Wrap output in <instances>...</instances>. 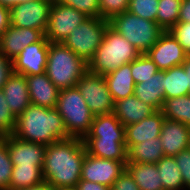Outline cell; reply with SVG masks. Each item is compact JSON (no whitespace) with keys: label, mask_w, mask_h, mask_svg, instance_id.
I'll list each match as a JSON object with an SVG mask.
<instances>
[{"label":"cell","mask_w":190,"mask_h":190,"mask_svg":"<svg viewBox=\"0 0 190 190\" xmlns=\"http://www.w3.org/2000/svg\"><path fill=\"white\" fill-rule=\"evenodd\" d=\"M86 152L83 139L76 137L47 145L42 167L45 182L52 189L76 187Z\"/></svg>","instance_id":"cell-1"},{"label":"cell","mask_w":190,"mask_h":190,"mask_svg":"<svg viewBox=\"0 0 190 190\" xmlns=\"http://www.w3.org/2000/svg\"><path fill=\"white\" fill-rule=\"evenodd\" d=\"M12 135L21 140L45 146L70 137L56 108L34 104L29 105L16 118Z\"/></svg>","instance_id":"cell-2"},{"label":"cell","mask_w":190,"mask_h":190,"mask_svg":"<svg viewBox=\"0 0 190 190\" xmlns=\"http://www.w3.org/2000/svg\"><path fill=\"white\" fill-rule=\"evenodd\" d=\"M139 51L121 34L107 27L101 45L88 62V70L102 76L134 61Z\"/></svg>","instance_id":"cell-3"},{"label":"cell","mask_w":190,"mask_h":190,"mask_svg":"<svg viewBox=\"0 0 190 190\" xmlns=\"http://www.w3.org/2000/svg\"><path fill=\"white\" fill-rule=\"evenodd\" d=\"M88 63L62 42H50L45 73L59 89L76 87Z\"/></svg>","instance_id":"cell-4"},{"label":"cell","mask_w":190,"mask_h":190,"mask_svg":"<svg viewBox=\"0 0 190 190\" xmlns=\"http://www.w3.org/2000/svg\"><path fill=\"white\" fill-rule=\"evenodd\" d=\"M56 109L70 137L84 139L90 132L94 116L77 87L60 90Z\"/></svg>","instance_id":"cell-5"},{"label":"cell","mask_w":190,"mask_h":190,"mask_svg":"<svg viewBox=\"0 0 190 190\" xmlns=\"http://www.w3.org/2000/svg\"><path fill=\"white\" fill-rule=\"evenodd\" d=\"M108 22L109 26L127 39L140 54H146L165 31L157 22L143 19L128 11Z\"/></svg>","instance_id":"cell-6"},{"label":"cell","mask_w":190,"mask_h":190,"mask_svg":"<svg viewBox=\"0 0 190 190\" xmlns=\"http://www.w3.org/2000/svg\"><path fill=\"white\" fill-rule=\"evenodd\" d=\"M108 26L109 22L103 18L88 17L62 43L88 63L101 45Z\"/></svg>","instance_id":"cell-7"},{"label":"cell","mask_w":190,"mask_h":190,"mask_svg":"<svg viewBox=\"0 0 190 190\" xmlns=\"http://www.w3.org/2000/svg\"><path fill=\"white\" fill-rule=\"evenodd\" d=\"M92 115L113 113L114 101L104 76L87 70L76 84Z\"/></svg>","instance_id":"cell-8"},{"label":"cell","mask_w":190,"mask_h":190,"mask_svg":"<svg viewBox=\"0 0 190 190\" xmlns=\"http://www.w3.org/2000/svg\"><path fill=\"white\" fill-rule=\"evenodd\" d=\"M53 2L54 0H35L18 4L10 10L11 25L41 30L45 34Z\"/></svg>","instance_id":"cell-9"},{"label":"cell","mask_w":190,"mask_h":190,"mask_svg":"<svg viewBox=\"0 0 190 190\" xmlns=\"http://www.w3.org/2000/svg\"><path fill=\"white\" fill-rule=\"evenodd\" d=\"M87 18L84 13L77 9L61 5L54 0L45 37L49 42H63L71 31Z\"/></svg>","instance_id":"cell-10"},{"label":"cell","mask_w":190,"mask_h":190,"mask_svg":"<svg viewBox=\"0 0 190 190\" xmlns=\"http://www.w3.org/2000/svg\"><path fill=\"white\" fill-rule=\"evenodd\" d=\"M126 163L95 157L86 152L82 163L81 180L104 184L111 188L126 169Z\"/></svg>","instance_id":"cell-11"},{"label":"cell","mask_w":190,"mask_h":190,"mask_svg":"<svg viewBox=\"0 0 190 190\" xmlns=\"http://www.w3.org/2000/svg\"><path fill=\"white\" fill-rule=\"evenodd\" d=\"M49 43L44 36L40 41L24 47L12 60L13 72L25 77L43 74L47 64Z\"/></svg>","instance_id":"cell-12"},{"label":"cell","mask_w":190,"mask_h":190,"mask_svg":"<svg viewBox=\"0 0 190 190\" xmlns=\"http://www.w3.org/2000/svg\"><path fill=\"white\" fill-rule=\"evenodd\" d=\"M160 71L182 65L187 54L170 31H164L146 53Z\"/></svg>","instance_id":"cell-13"},{"label":"cell","mask_w":190,"mask_h":190,"mask_svg":"<svg viewBox=\"0 0 190 190\" xmlns=\"http://www.w3.org/2000/svg\"><path fill=\"white\" fill-rule=\"evenodd\" d=\"M4 137L13 165L43 167L45 145L24 141L13 135Z\"/></svg>","instance_id":"cell-14"},{"label":"cell","mask_w":190,"mask_h":190,"mask_svg":"<svg viewBox=\"0 0 190 190\" xmlns=\"http://www.w3.org/2000/svg\"><path fill=\"white\" fill-rule=\"evenodd\" d=\"M45 34L31 28L10 27L0 36V52L13 60L24 47L40 41Z\"/></svg>","instance_id":"cell-15"},{"label":"cell","mask_w":190,"mask_h":190,"mask_svg":"<svg viewBox=\"0 0 190 190\" xmlns=\"http://www.w3.org/2000/svg\"><path fill=\"white\" fill-rule=\"evenodd\" d=\"M159 139L164 156H176L190 147V127L178 121L164 119Z\"/></svg>","instance_id":"cell-16"},{"label":"cell","mask_w":190,"mask_h":190,"mask_svg":"<svg viewBox=\"0 0 190 190\" xmlns=\"http://www.w3.org/2000/svg\"><path fill=\"white\" fill-rule=\"evenodd\" d=\"M164 119L161 110H156L138 123L125 126L126 150L143 141L158 138Z\"/></svg>","instance_id":"cell-17"},{"label":"cell","mask_w":190,"mask_h":190,"mask_svg":"<svg viewBox=\"0 0 190 190\" xmlns=\"http://www.w3.org/2000/svg\"><path fill=\"white\" fill-rule=\"evenodd\" d=\"M31 104L56 108L60 90L43 74L26 76Z\"/></svg>","instance_id":"cell-18"},{"label":"cell","mask_w":190,"mask_h":190,"mask_svg":"<svg viewBox=\"0 0 190 190\" xmlns=\"http://www.w3.org/2000/svg\"><path fill=\"white\" fill-rule=\"evenodd\" d=\"M87 152L99 158L127 162L125 138L85 137Z\"/></svg>","instance_id":"cell-19"},{"label":"cell","mask_w":190,"mask_h":190,"mask_svg":"<svg viewBox=\"0 0 190 190\" xmlns=\"http://www.w3.org/2000/svg\"><path fill=\"white\" fill-rule=\"evenodd\" d=\"M6 102L17 118L31 105L26 77L13 72L2 88Z\"/></svg>","instance_id":"cell-20"},{"label":"cell","mask_w":190,"mask_h":190,"mask_svg":"<svg viewBox=\"0 0 190 190\" xmlns=\"http://www.w3.org/2000/svg\"><path fill=\"white\" fill-rule=\"evenodd\" d=\"M155 111L151 105L144 103L134 94L125 99L114 101L113 114L124 127L138 123Z\"/></svg>","instance_id":"cell-21"},{"label":"cell","mask_w":190,"mask_h":190,"mask_svg":"<svg viewBox=\"0 0 190 190\" xmlns=\"http://www.w3.org/2000/svg\"><path fill=\"white\" fill-rule=\"evenodd\" d=\"M134 95L155 110H161L165 100L164 71H158L144 82L135 84Z\"/></svg>","instance_id":"cell-22"},{"label":"cell","mask_w":190,"mask_h":190,"mask_svg":"<svg viewBox=\"0 0 190 190\" xmlns=\"http://www.w3.org/2000/svg\"><path fill=\"white\" fill-rule=\"evenodd\" d=\"M113 101L125 99L134 94L135 82L131 75V62L104 75Z\"/></svg>","instance_id":"cell-23"},{"label":"cell","mask_w":190,"mask_h":190,"mask_svg":"<svg viewBox=\"0 0 190 190\" xmlns=\"http://www.w3.org/2000/svg\"><path fill=\"white\" fill-rule=\"evenodd\" d=\"M126 170L140 190H164L156 164L127 162Z\"/></svg>","instance_id":"cell-24"},{"label":"cell","mask_w":190,"mask_h":190,"mask_svg":"<svg viewBox=\"0 0 190 190\" xmlns=\"http://www.w3.org/2000/svg\"><path fill=\"white\" fill-rule=\"evenodd\" d=\"M162 157H164V151L159 137L133 145L127 151V162L132 163L156 164Z\"/></svg>","instance_id":"cell-25"},{"label":"cell","mask_w":190,"mask_h":190,"mask_svg":"<svg viewBox=\"0 0 190 190\" xmlns=\"http://www.w3.org/2000/svg\"><path fill=\"white\" fill-rule=\"evenodd\" d=\"M86 137L125 138V127L113 113L95 116Z\"/></svg>","instance_id":"cell-26"},{"label":"cell","mask_w":190,"mask_h":190,"mask_svg":"<svg viewBox=\"0 0 190 190\" xmlns=\"http://www.w3.org/2000/svg\"><path fill=\"white\" fill-rule=\"evenodd\" d=\"M45 182L41 166L13 165L8 190H21Z\"/></svg>","instance_id":"cell-27"},{"label":"cell","mask_w":190,"mask_h":190,"mask_svg":"<svg viewBox=\"0 0 190 190\" xmlns=\"http://www.w3.org/2000/svg\"><path fill=\"white\" fill-rule=\"evenodd\" d=\"M165 99L189 94L187 74L182 65L164 70Z\"/></svg>","instance_id":"cell-28"},{"label":"cell","mask_w":190,"mask_h":190,"mask_svg":"<svg viewBox=\"0 0 190 190\" xmlns=\"http://www.w3.org/2000/svg\"><path fill=\"white\" fill-rule=\"evenodd\" d=\"M156 165L164 190H185L174 156H164Z\"/></svg>","instance_id":"cell-29"},{"label":"cell","mask_w":190,"mask_h":190,"mask_svg":"<svg viewBox=\"0 0 190 190\" xmlns=\"http://www.w3.org/2000/svg\"><path fill=\"white\" fill-rule=\"evenodd\" d=\"M161 112L165 119L178 121L190 127V94L165 99Z\"/></svg>","instance_id":"cell-30"},{"label":"cell","mask_w":190,"mask_h":190,"mask_svg":"<svg viewBox=\"0 0 190 190\" xmlns=\"http://www.w3.org/2000/svg\"><path fill=\"white\" fill-rule=\"evenodd\" d=\"M182 0H159L156 15L157 24L169 31L179 20Z\"/></svg>","instance_id":"cell-31"},{"label":"cell","mask_w":190,"mask_h":190,"mask_svg":"<svg viewBox=\"0 0 190 190\" xmlns=\"http://www.w3.org/2000/svg\"><path fill=\"white\" fill-rule=\"evenodd\" d=\"M158 71L157 65L147 54H140L131 62V75L135 84L144 82Z\"/></svg>","instance_id":"cell-32"},{"label":"cell","mask_w":190,"mask_h":190,"mask_svg":"<svg viewBox=\"0 0 190 190\" xmlns=\"http://www.w3.org/2000/svg\"><path fill=\"white\" fill-rule=\"evenodd\" d=\"M158 1L159 0H129L127 11L143 19L156 22Z\"/></svg>","instance_id":"cell-33"},{"label":"cell","mask_w":190,"mask_h":190,"mask_svg":"<svg viewBox=\"0 0 190 190\" xmlns=\"http://www.w3.org/2000/svg\"><path fill=\"white\" fill-rule=\"evenodd\" d=\"M13 163L9 156L6 138L0 137V190H8L12 177Z\"/></svg>","instance_id":"cell-34"},{"label":"cell","mask_w":190,"mask_h":190,"mask_svg":"<svg viewBox=\"0 0 190 190\" xmlns=\"http://www.w3.org/2000/svg\"><path fill=\"white\" fill-rule=\"evenodd\" d=\"M16 125V117L10 110L5 94L0 89V137L12 135Z\"/></svg>","instance_id":"cell-35"},{"label":"cell","mask_w":190,"mask_h":190,"mask_svg":"<svg viewBox=\"0 0 190 190\" xmlns=\"http://www.w3.org/2000/svg\"><path fill=\"white\" fill-rule=\"evenodd\" d=\"M129 0H99L100 15L106 21L127 11Z\"/></svg>","instance_id":"cell-36"},{"label":"cell","mask_w":190,"mask_h":190,"mask_svg":"<svg viewBox=\"0 0 190 190\" xmlns=\"http://www.w3.org/2000/svg\"><path fill=\"white\" fill-rule=\"evenodd\" d=\"M61 5L73 7L87 17L101 18L99 0H56Z\"/></svg>","instance_id":"cell-37"},{"label":"cell","mask_w":190,"mask_h":190,"mask_svg":"<svg viewBox=\"0 0 190 190\" xmlns=\"http://www.w3.org/2000/svg\"><path fill=\"white\" fill-rule=\"evenodd\" d=\"M169 31L177 39L184 52L190 55V22H177Z\"/></svg>","instance_id":"cell-38"},{"label":"cell","mask_w":190,"mask_h":190,"mask_svg":"<svg viewBox=\"0 0 190 190\" xmlns=\"http://www.w3.org/2000/svg\"><path fill=\"white\" fill-rule=\"evenodd\" d=\"M174 158L181 173L184 189L190 190V147L182 150Z\"/></svg>","instance_id":"cell-39"},{"label":"cell","mask_w":190,"mask_h":190,"mask_svg":"<svg viewBox=\"0 0 190 190\" xmlns=\"http://www.w3.org/2000/svg\"><path fill=\"white\" fill-rule=\"evenodd\" d=\"M111 190H140L133 177L125 169L123 173L114 181Z\"/></svg>","instance_id":"cell-40"},{"label":"cell","mask_w":190,"mask_h":190,"mask_svg":"<svg viewBox=\"0 0 190 190\" xmlns=\"http://www.w3.org/2000/svg\"><path fill=\"white\" fill-rule=\"evenodd\" d=\"M13 73V62L0 52V89L3 88L9 76Z\"/></svg>","instance_id":"cell-41"},{"label":"cell","mask_w":190,"mask_h":190,"mask_svg":"<svg viewBox=\"0 0 190 190\" xmlns=\"http://www.w3.org/2000/svg\"><path fill=\"white\" fill-rule=\"evenodd\" d=\"M10 9L0 5V36L10 27Z\"/></svg>","instance_id":"cell-42"},{"label":"cell","mask_w":190,"mask_h":190,"mask_svg":"<svg viewBox=\"0 0 190 190\" xmlns=\"http://www.w3.org/2000/svg\"><path fill=\"white\" fill-rule=\"evenodd\" d=\"M77 190H111L110 187L87 180H80L76 186Z\"/></svg>","instance_id":"cell-43"},{"label":"cell","mask_w":190,"mask_h":190,"mask_svg":"<svg viewBox=\"0 0 190 190\" xmlns=\"http://www.w3.org/2000/svg\"><path fill=\"white\" fill-rule=\"evenodd\" d=\"M178 22H190V0H182Z\"/></svg>","instance_id":"cell-44"},{"label":"cell","mask_w":190,"mask_h":190,"mask_svg":"<svg viewBox=\"0 0 190 190\" xmlns=\"http://www.w3.org/2000/svg\"><path fill=\"white\" fill-rule=\"evenodd\" d=\"M30 1H35V0H0V5L11 10L13 7L17 6L18 4H23Z\"/></svg>","instance_id":"cell-45"},{"label":"cell","mask_w":190,"mask_h":190,"mask_svg":"<svg viewBox=\"0 0 190 190\" xmlns=\"http://www.w3.org/2000/svg\"><path fill=\"white\" fill-rule=\"evenodd\" d=\"M182 66L187 74V81L189 85V94H190V55H187L185 61L182 63Z\"/></svg>","instance_id":"cell-46"},{"label":"cell","mask_w":190,"mask_h":190,"mask_svg":"<svg viewBox=\"0 0 190 190\" xmlns=\"http://www.w3.org/2000/svg\"><path fill=\"white\" fill-rule=\"evenodd\" d=\"M21 190H52V188L46 182H43L36 186H32V187L21 189Z\"/></svg>","instance_id":"cell-47"},{"label":"cell","mask_w":190,"mask_h":190,"mask_svg":"<svg viewBox=\"0 0 190 190\" xmlns=\"http://www.w3.org/2000/svg\"><path fill=\"white\" fill-rule=\"evenodd\" d=\"M52 190H77L76 187H73V188H54Z\"/></svg>","instance_id":"cell-48"}]
</instances>
